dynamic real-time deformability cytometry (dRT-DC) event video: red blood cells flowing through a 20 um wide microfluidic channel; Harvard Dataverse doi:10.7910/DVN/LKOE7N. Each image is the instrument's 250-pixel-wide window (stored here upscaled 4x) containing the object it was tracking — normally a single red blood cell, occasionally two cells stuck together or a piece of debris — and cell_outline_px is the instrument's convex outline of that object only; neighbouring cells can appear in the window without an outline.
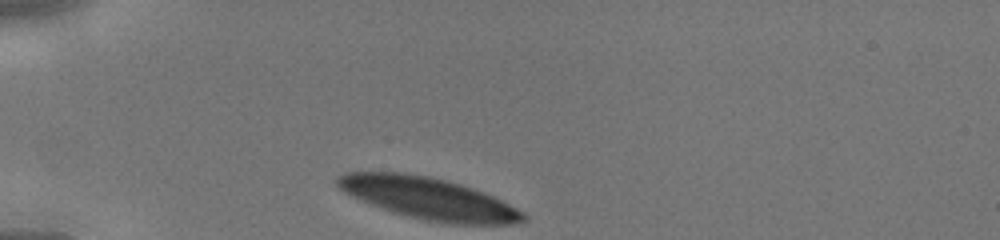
{"species": "human", "species_latin": "Homo sapiens", "temperature_condition": "cold", "stored_images_in_passage": 26, "camera_frame_rate_fps": 3000, "um_per_image_px": 0.085, "donor": {"sex": "male"}, "frame": {"image": 1, "passage_image": 1, "time_ms": 0.0, "image_size_px": [1000, 240], "cell_outline_px": [[528, 220], [524, 224], [444, 224], [424, 220], [392, 212], [380, 208], [360, 200], [344, 192], [336, 184], [336, 176], [344, 172], [400, 172], [428, 176], [460, 184], [484, 192], [524, 212], [528, 216]], "centroid_in_image_um": [36.44, 16.88], "position_along_channel_um": 48.6, "area_um2": 45.49}}
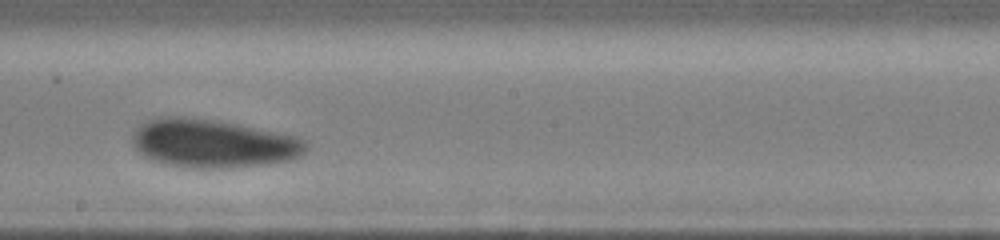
{"frame": {"image": 2, "passage_image": 15, "time_ms": 4.667, "image_size_px": [1000, 240], "cell_outline_px": [[308, 148], [304, 152], [288, 160], [268, 164], [232, 168], [192, 168], [164, 164], [152, 160], [140, 152], [132, 144], [132, 132], [140, 124], [148, 120], [160, 116], [184, 116], [216, 120], [296, 136], [308, 140]], "centroid_in_image_um": [18.08, 12.19], "position_along_channel_um": 230.1, "area_um2": 49.19}}
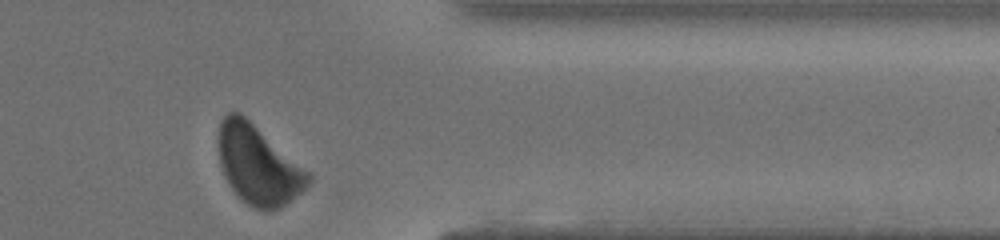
{"frame": {"image": 3, "passage_image": 26, "time_ms": 8.333, "image_size_px": [1000, 240], "cell_outline_px": [[312, 180], [300, 192], [280, 208], [252, 208], [228, 184], [224, 176], [220, 164], [220, 120], [228, 112], [240, 112], [312, 172]], "centroid_in_image_um": [21.99, 13.99], "position_along_channel_um": 389.4, "area_um2": 40.92}}